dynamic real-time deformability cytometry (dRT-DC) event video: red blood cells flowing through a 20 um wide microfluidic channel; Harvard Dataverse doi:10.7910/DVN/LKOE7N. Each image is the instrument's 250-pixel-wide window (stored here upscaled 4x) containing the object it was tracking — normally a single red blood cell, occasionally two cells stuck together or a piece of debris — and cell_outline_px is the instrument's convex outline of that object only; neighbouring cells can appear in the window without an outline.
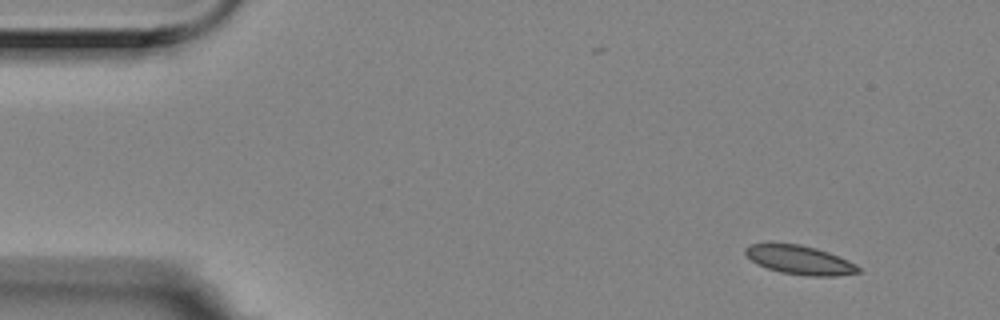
{"species": "Egyptian fruit bat (a non-hibernating species)", "species_latin": "Rousettus aegyptiacus", "temperature_condition": "room temperature", "stored_images_in_passage": 5, "camera_frame_rate_fps": 3000, "um_per_image_px": 0.085, "animal": {"sex": "female"}, "frame": {"image": 1, "passage_image": 1, "time_ms": 0.0, "image_size_px": [1000, 320], "cell_outline_px": [[860, 272], [836, 276], [808, 276], [780, 272], [756, 264], [744, 252], [744, 248], [748, 244], [800, 244], [816, 248], [828, 252], [848, 260], [856, 264], [860, 268]], "centroid_in_image_um": [67.98, 22.1], "position_along_channel_um": 17.0, "area_um2": 18.9}}